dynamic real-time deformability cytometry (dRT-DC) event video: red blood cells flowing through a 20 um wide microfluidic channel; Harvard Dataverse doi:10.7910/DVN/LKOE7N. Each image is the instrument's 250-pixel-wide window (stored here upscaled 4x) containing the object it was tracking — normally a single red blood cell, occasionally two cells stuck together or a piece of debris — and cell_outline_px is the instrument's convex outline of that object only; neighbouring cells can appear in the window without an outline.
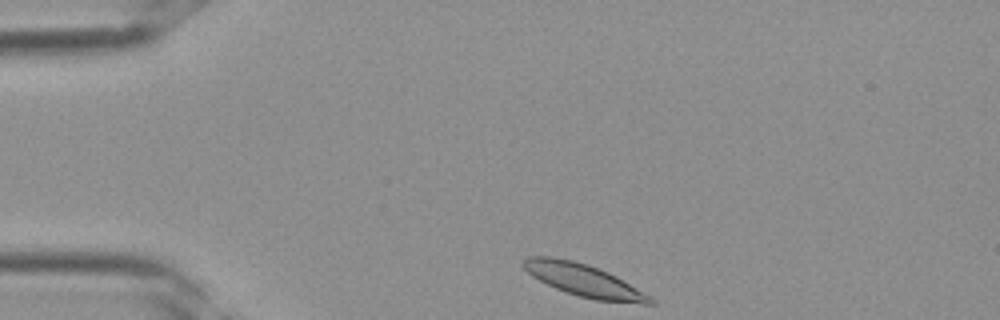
{"species": "Egyptian fruit bat (a non-hibernating species)", "species_latin": "Rousettus aegyptiacus", "temperature_condition": "room temperature", "stored_images_in_passage": 26, "camera_frame_rate_fps": 3000, "um_per_image_px": 0.085, "frame": {"image": 1, "passage_image": 1, "time_ms": 0.0, "image_size_px": [1000, 320], "cell_outline_px": [[656, 304], [640, 304], [596, 300], [580, 296], [556, 288], [532, 276], [520, 264], [528, 256], [552, 256], [572, 260], [588, 264], [608, 272], [616, 276], [652, 296], [656, 300]], "centroid_in_image_um": [49.67, 23.83], "position_along_channel_um": 35.3, "area_um2": 23.99}}
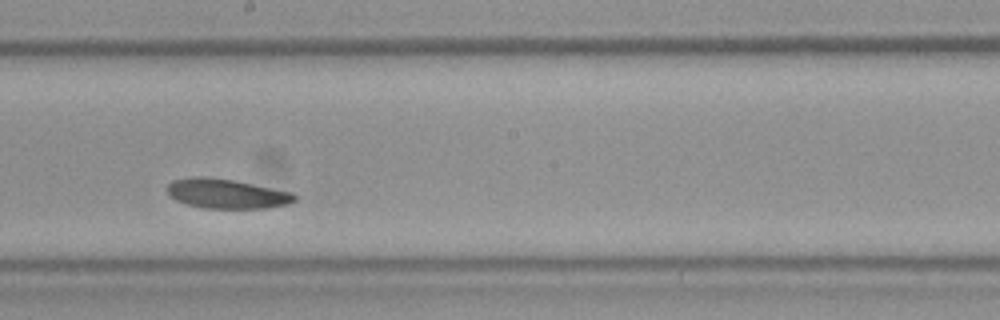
{"frame": {"image": 2, "passage_image": 15, "time_ms": 4.667, "image_size_px": [1000, 320], "cell_outline_px": [[296, 200], [288, 204], [268, 208], [204, 208], [188, 204], [176, 200], [168, 196], [168, 184], [172, 180], [196, 176], [200, 176], [232, 180], [292, 192], [296, 196]], "centroid_in_image_um": [19.25, 16.47], "position_along_channel_um": 228.9, "area_um2": 21.79}}
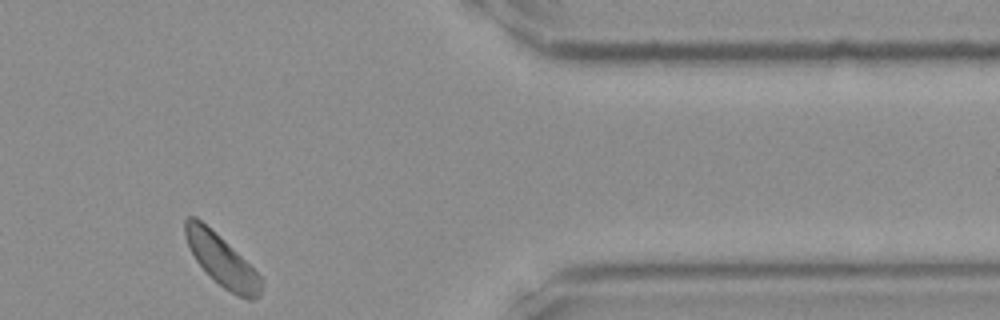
{"frame": {"image": 3, "passage_image": 26, "time_ms": 8.333, "image_size_px": [1000, 320], "cell_outline_px": [[260, 296], [252, 300], [248, 300], [224, 288], [196, 260], [188, 244], [184, 232], [184, 220], [188, 216], [196, 216], [224, 240], [260, 276]], "centroid_in_image_um": [18.81, 22.09], "position_along_channel_um": 392.6, "area_um2": 21.73}}